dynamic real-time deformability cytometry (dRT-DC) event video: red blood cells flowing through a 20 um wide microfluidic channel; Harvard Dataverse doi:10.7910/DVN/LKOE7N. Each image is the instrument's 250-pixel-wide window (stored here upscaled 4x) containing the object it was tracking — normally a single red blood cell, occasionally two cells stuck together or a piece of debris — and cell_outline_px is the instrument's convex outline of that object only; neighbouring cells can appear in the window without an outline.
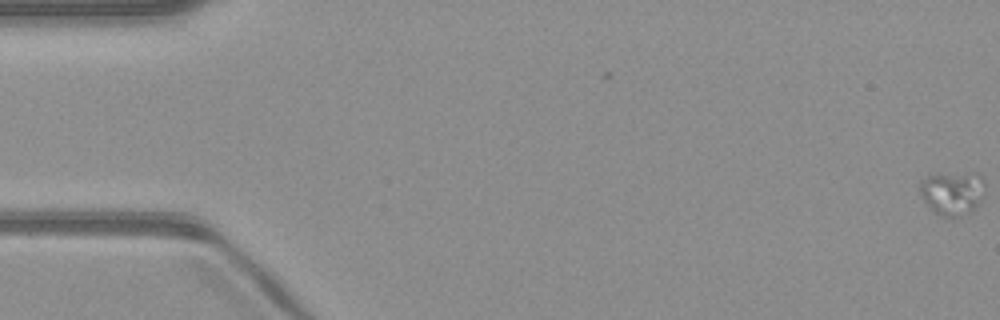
{"species": "common noctule bat (a hibernating species)", "species_latin": "Nyctalus noctula", "temperature_condition": "warm", "stored_images_in_passage": 53, "camera_frame_rate_fps": 3000, "um_per_image_px": 0.085, "animal": {"sex": "male", "body_mass_g": 23.1, "forearm_length_mm": 52.7}, "frame": {"image": 1, "passage_image": 1, "time_ms": 0.0, "image_size_px": [1000, 320], "cell_outline_px": [[984, 184], [976, 208], [972, 212], [960, 216], [940, 216], [932, 212], [920, 196], [920, 180], [936, 172], [980, 176], [984, 180]], "centroid_in_image_um": [80.86, 16.43], "position_along_channel_um": 4.1, "area_um2": 16.42}}
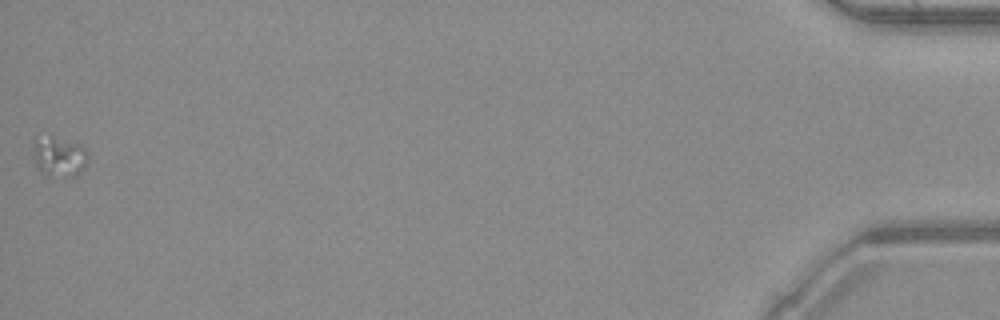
{"frame": {"image": 2, "passage_image": 53, "time_ms": 17.333, "image_size_px": [1000, 320], "cell_outline_px": [[88, 160], [84, 168], [76, 176], [44, 176], [36, 168], [32, 140], [36, 136], [52, 136], [80, 144], [88, 152]], "centroid_in_image_um": [4.99, 13.31], "position_along_channel_um": 430.2, "area_um2": 13.18}}